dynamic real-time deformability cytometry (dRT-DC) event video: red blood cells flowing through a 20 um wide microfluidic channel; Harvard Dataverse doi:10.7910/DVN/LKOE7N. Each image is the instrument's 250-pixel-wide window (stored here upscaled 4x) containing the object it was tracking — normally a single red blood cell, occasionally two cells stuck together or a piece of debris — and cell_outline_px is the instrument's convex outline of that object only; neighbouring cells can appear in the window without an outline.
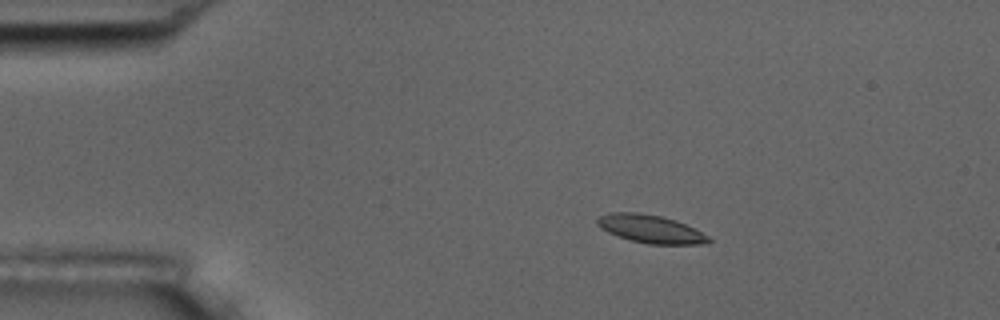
{"species": "common noctule bat (a hibernating species)", "species_latin": "Nyctalus noctula", "temperature_condition": "room temperature", "stored_images_in_passage": 47, "camera_frame_rate_fps": 3000, "um_per_image_px": 0.085, "animal": {"sex": "male", "body_mass_g": 17.5, "forearm_length_mm": 52.3}, "frame": {"image": 1, "passage_image": 1, "time_ms": 0.0, "image_size_px": [1000, 320], "cell_outline_px": [[712, 240], [708, 244], [648, 244], [632, 240], [608, 232], [600, 228], [596, 224], [596, 220], [600, 216], [612, 212], [640, 212], [660, 216], [684, 224], [708, 236]], "centroid_in_image_um": [55.28, 19.46], "position_along_channel_um": 29.7, "area_um2": 17.92}}
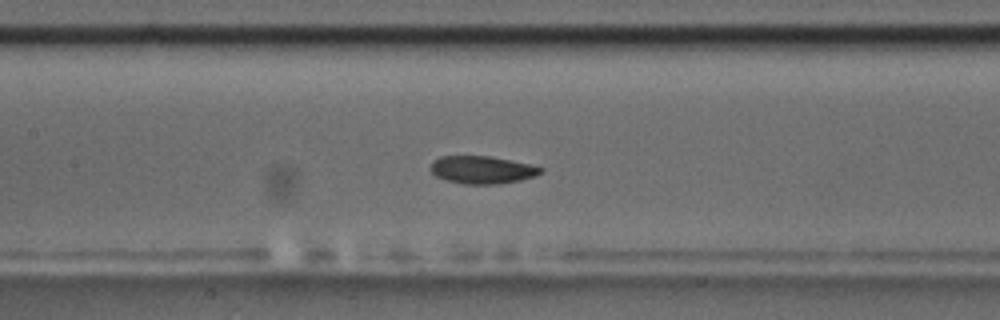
{"frame": {"image": 2, "passage_image": 17, "time_ms": 5.333, "image_size_px": [1000, 320], "cell_outline_px": [[544, 172], [536, 176], [520, 180], [496, 184], [464, 184], [448, 180], [436, 176], [432, 172], [432, 160], [440, 156], [492, 156], [532, 164], [544, 168]], "centroid_in_image_um": [41.04, 14.42], "position_along_channel_um": 166.4, "area_um2": 17.86}}
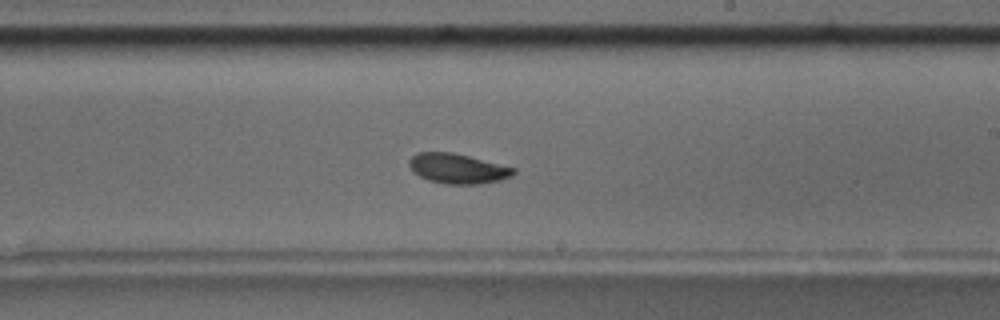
{"frame": {"image": 3, "passage_image": 24, "time_ms": 7.667, "image_size_px": [1000, 320], "cell_outline_px": [[516, 172], [512, 176], [500, 180], [480, 184], [444, 184], [428, 180], [412, 172], [408, 164], [408, 160], [416, 152], [452, 152], [516, 168]], "centroid_in_image_um": [38.87, 14.33], "position_along_channel_um": 250.1, "area_um2": 18.32}, "authors_computed_cell_mechanics": {"area_um2": 18.0914, "velocity_mm_per_s": 3.609, "shape_relaxation_time_tau1_ms": null, "shape_relaxation_time_tau2_ms": 4.5295, "deformation_change_tau1": null, "deformation_change_tau2": 0.0926}}